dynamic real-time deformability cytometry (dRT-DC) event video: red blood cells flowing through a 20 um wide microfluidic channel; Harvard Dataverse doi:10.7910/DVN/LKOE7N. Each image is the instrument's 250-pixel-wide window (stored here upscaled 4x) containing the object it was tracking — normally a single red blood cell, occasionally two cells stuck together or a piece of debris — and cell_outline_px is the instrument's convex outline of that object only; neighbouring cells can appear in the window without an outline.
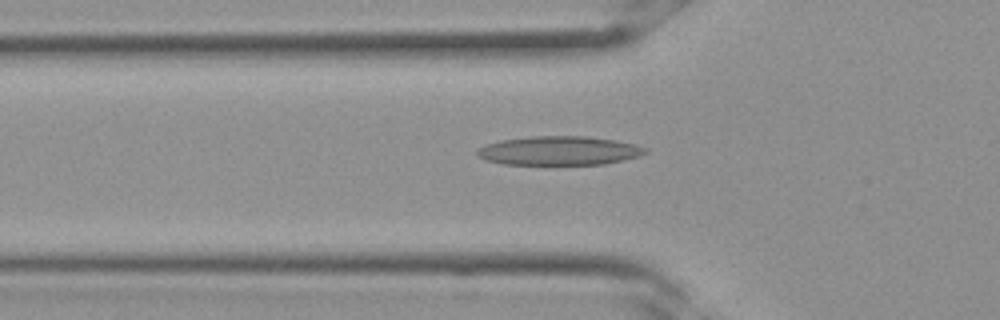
{"species": "Egyptian fruit bat (a non-hibernating species)", "species_latin": "Rousettus aegyptiacus", "temperature_condition": "room temperature", "stored_images_in_passage": 9, "camera_frame_rate_fps": 3000, "um_per_image_px": 0.085, "frame": {"image": 1, "passage_image": 8, "time_ms": 2.333, "image_size_px": [1000, 320], "cell_outline_px": [[648, 152], [640, 156], [604, 164], [500, 164], [484, 160], [476, 156], [476, 148], [500, 140], [532, 136], [588, 136], [616, 140], [636, 144], [648, 148]], "centroid_in_image_um": [47.51, 12.8], "position_along_channel_um": 78.3, "area_um2": 28.61}}